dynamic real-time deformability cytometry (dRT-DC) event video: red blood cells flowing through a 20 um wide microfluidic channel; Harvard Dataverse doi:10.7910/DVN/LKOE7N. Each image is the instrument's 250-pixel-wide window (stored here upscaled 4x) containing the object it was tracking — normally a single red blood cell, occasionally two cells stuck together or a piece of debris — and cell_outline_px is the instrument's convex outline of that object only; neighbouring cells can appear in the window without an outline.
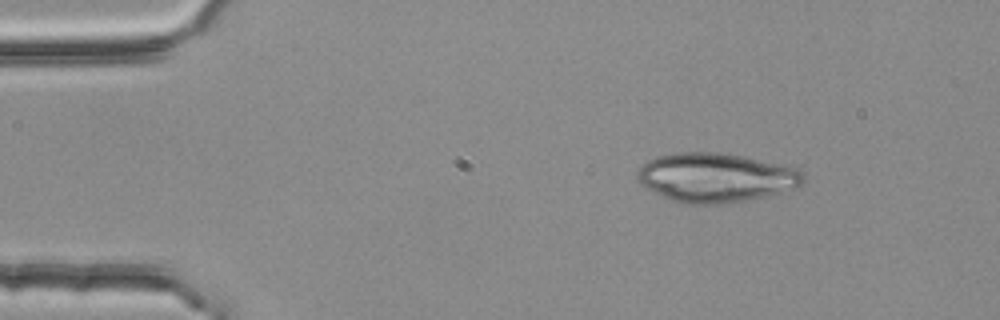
{"species": "common noctule bat (a hibernating species)", "species_latin": "Nyctalus noctula", "temperature_condition": "room temperature", "stored_images_in_passage": 3, "camera_frame_rate_fps": 3000, "um_per_image_px": 0.085, "animal": {"sex": "female", "body_mass_g": 25.1}, "frame": {"image": 1, "passage_image": 1, "time_ms": 0.0, "image_size_px": [1000, 320], "cell_outline_px": [[804, 184], [796, 188], [748, 200], [724, 204], [684, 204], [672, 200], [652, 192], [644, 188], [640, 184], [640, 168], [648, 160], [656, 156], [676, 152], [720, 152], [740, 156], [796, 168], [804, 172]], "centroid_in_image_um": [60.84, 15.1], "position_along_channel_um": 24.2, "area_um2": 47.4}}